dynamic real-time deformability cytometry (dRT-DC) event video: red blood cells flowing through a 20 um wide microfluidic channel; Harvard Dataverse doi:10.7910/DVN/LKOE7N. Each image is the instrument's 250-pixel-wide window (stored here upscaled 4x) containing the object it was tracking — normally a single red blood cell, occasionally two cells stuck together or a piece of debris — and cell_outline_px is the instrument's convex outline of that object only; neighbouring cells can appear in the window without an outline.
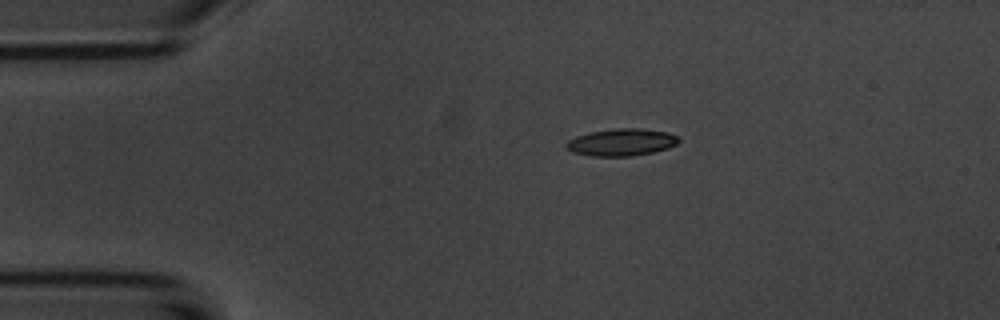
{"species": "common noctule bat (a hibernating species)", "species_latin": "Nyctalus noctula", "temperature_condition": "room temperature", "stored_images_in_passage": 7, "camera_frame_rate_fps": 3000, "um_per_image_px": 0.085, "animal": {"sex": "male", "body_mass_g": 20.1, "forearm_length_mm": 53.5}, "frame": {"image": 1, "passage_image": 2, "time_ms": 2.0, "image_size_px": [1000, 320], "cell_outline_px": [[680, 140], [676, 144], [668, 148], [652, 152], [632, 156], [592, 156], [572, 152], [564, 144], [568, 140], [576, 136], [592, 132], [616, 128], [640, 128], [668, 132], [676, 136]], "centroid_in_image_um": [52.82, 12.09], "position_along_channel_um": 32.2, "area_um2": 17.69}}
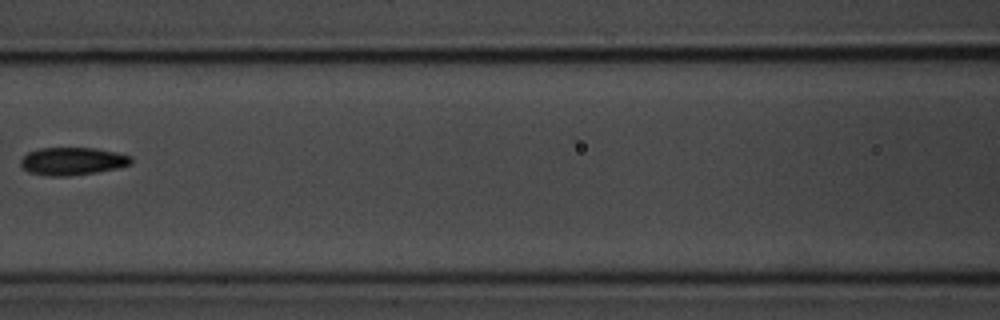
{"frame": {"image": 2, "passage_image": 6, "time_ms": 6.667, "image_size_px": [1000, 320], "cell_outline_px": [[132, 164], [116, 168], [96, 172], [68, 176], [48, 176], [28, 172], [20, 164], [20, 160], [28, 152], [40, 148], [96, 148], [116, 152], [132, 156]], "centroid_in_image_um": [6.16, 13.7], "position_along_channel_um": 160.4, "area_um2": 17.86}}
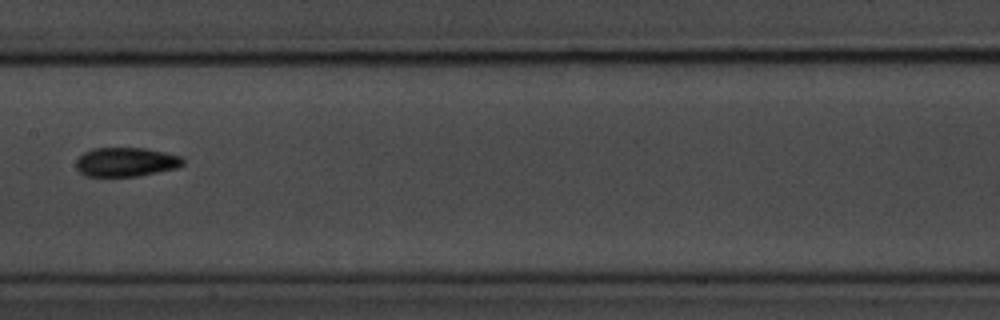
{"frame": {"image": 3, "passage_image": 7, "time_ms": 7.667, "image_size_px": [1000, 320], "cell_outline_px": [[184, 164], [176, 168], [136, 176], [84, 176], [76, 168], [76, 160], [84, 152], [92, 148], [144, 148], [164, 152], [180, 156], [184, 160]], "centroid_in_image_um": [10.68, 13.76], "position_along_channel_um": 196.7, "area_um2": 18.03}}